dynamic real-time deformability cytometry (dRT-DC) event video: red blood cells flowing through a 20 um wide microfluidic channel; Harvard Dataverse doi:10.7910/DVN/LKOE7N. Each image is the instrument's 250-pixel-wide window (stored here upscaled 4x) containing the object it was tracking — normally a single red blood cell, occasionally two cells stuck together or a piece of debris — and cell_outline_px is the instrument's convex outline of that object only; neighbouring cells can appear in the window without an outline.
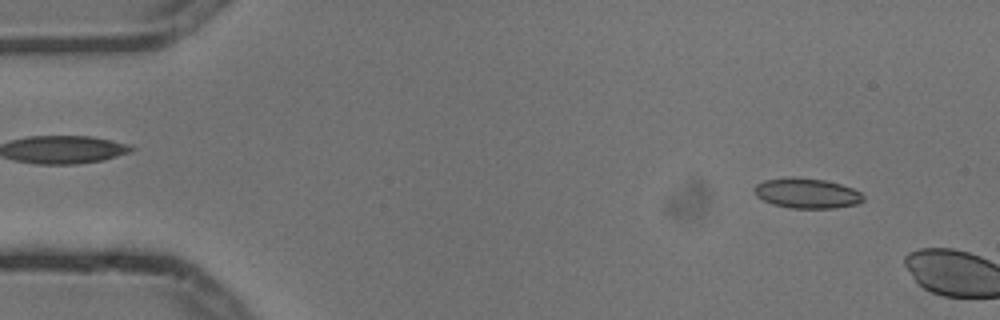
{"species": "common noctule bat (a hibernating species)", "species_latin": "Nyctalus noctula", "temperature_condition": "cold", "stored_images_in_passage": 3, "camera_frame_rate_fps": 3000, "um_per_image_px": 0.085, "animal": {"sex": "male", "body_mass_g": 13.3}, "frame": {"image": 1, "passage_image": 2, "time_ms": 0.333, "image_size_px": [1000, 320], "cell_outline_px": [[864, 200], [856, 204], [836, 208], [788, 208], [772, 204], [756, 196], [752, 188], [756, 184], [764, 180], [784, 176], [792, 176], [824, 180], [840, 184], [852, 188], [860, 192], [864, 196]], "centroid_in_image_um": [68.54, 16.41], "position_along_channel_um": 16.5, "area_um2": 19.36}}